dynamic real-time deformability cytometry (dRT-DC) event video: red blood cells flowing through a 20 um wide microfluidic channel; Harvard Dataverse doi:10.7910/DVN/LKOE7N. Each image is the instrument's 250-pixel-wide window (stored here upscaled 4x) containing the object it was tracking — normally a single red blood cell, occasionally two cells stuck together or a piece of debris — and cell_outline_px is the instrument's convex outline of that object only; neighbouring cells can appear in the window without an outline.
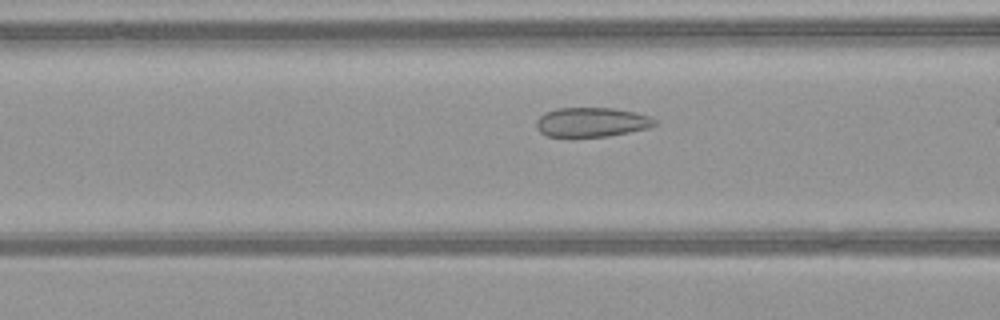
{"species": "common noctule bat (a hibernating species)", "species_latin": "Nyctalus noctula", "temperature_condition": "warm", "stored_images_in_passage": 7, "camera_frame_rate_fps": 3000, "um_per_image_px": 0.085, "animal": {"sex": "female", "body_mass_g": 21.9}, "frame": {"image": 1, "passage_image": 6, "time_ms": 1.667, "image_size_px": [1000, 320], "cell_outline_px": [[660, 124], [648, 128], [608, 136], [548, 136], [540, 132], [536, 128], [536, 120], [544, 112], [556, 108], [612, 108], [636, 112], [648, 116], [656, 120]], "centroid_in_image_um": [50.29, 10.37], "position_along_channel_um": 116.3, "area_um2": 20.29}}